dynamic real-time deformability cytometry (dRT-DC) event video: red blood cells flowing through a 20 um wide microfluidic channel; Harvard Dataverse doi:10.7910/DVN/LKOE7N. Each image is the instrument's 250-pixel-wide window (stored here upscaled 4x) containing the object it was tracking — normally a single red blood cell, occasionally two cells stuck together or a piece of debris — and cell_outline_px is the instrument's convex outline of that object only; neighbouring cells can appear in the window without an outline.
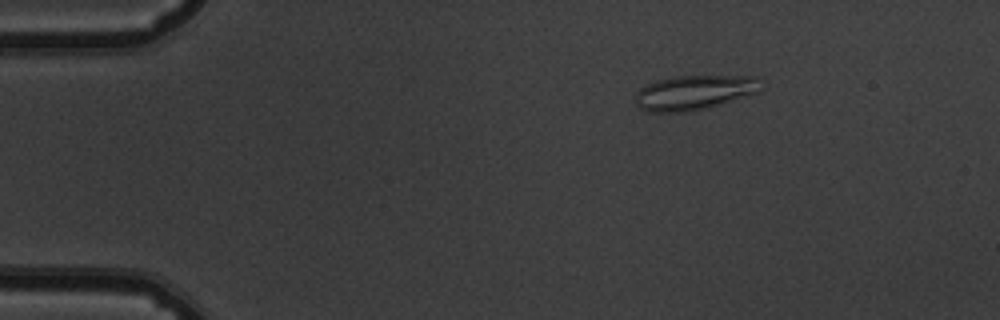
{"species": "common noctule bat (a hibernating species)", "species_latin": "Nyctalus noctula", "temperature_condition": "warm", "stored_images_in_passage": 10, "camera_frame_rate_fps": 3000, "um_per_image_px": 0.085, "animal": {"sex": "male", "body_mass_g": 19.5, "forearm_length_mm": 54.6}, "frame": {"image": 1, "passage_image": 1, "time_ms": 0.0, "image_size_px": [1000, 320], "cell_outline_px": [[760, 76], [756, 92], [704, 108], [684, 112], [652, 112], [640, 108], [636, 104], [636, 92], [640, 88], [656, 80], [672, 76]], "centroid_in_image_um": [58.92, 7.84], "position_along_channel_um": 26.1, "area_um2": 24.74}}